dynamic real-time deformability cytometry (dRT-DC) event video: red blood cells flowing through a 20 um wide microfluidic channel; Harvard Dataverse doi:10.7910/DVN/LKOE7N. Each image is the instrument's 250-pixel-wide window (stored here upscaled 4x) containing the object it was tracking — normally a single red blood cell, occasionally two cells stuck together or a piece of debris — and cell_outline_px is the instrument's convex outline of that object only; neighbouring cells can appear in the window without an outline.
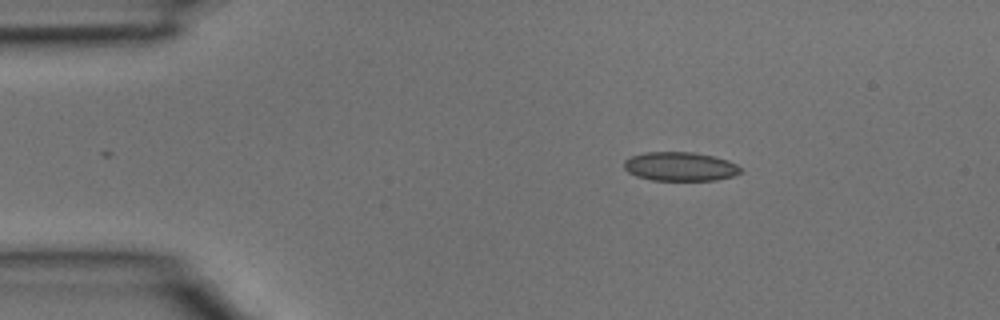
{"species": "common noctule bat (a hibernating species)", "species_latin": "Nyctalus noctula", "temperature_condition": "room temperature", "stored_images_in_passage": 3, "segment_of_instrument_passage": [1, 2], "camera_frame_rate_fps": 3000, "um_per_image_px": 0.085, "animal": {"sex": "male", "body_mass_g": 15.6}, "frame": {"image": 1, "passage_image": 1, "time_ms": 0.0, "image_size_px": [1000, 320], "cell_outline_px": [[744, 168], [740, 172], [732, 176], [716, 180], [652, 180], [636, 176], [628, 172], [624, 168], [624, 160], [632, 156], [644, 152], [696, 152], [728, 160]], "centroid_in_image_um": [57.81, 14.15], "position_along_channel_um": 27.2, "area_um2": 19.71}}